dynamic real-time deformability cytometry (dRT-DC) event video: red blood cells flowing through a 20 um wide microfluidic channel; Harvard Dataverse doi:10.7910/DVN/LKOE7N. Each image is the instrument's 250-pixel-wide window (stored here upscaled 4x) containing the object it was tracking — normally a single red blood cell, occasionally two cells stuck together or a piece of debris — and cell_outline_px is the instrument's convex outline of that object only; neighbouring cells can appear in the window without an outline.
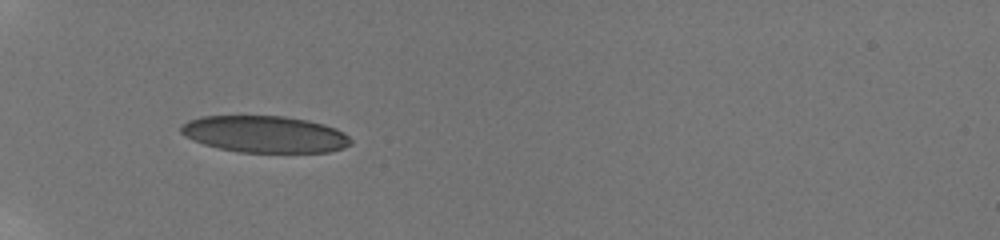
{"species": "human", "species_latin": "Homo sapiens", "temperature_condition": "room temperature", "stored_images_in_passage": 36, "camera_frame_rate_fps": 3000, "um_per_image_px": 0.085, "donor": {"sex": "male"}, "frame": {"image": 1, "passage_image": 1, "time_ms": 0.0, "image_size_px": [1000, 240], "cell_outline_px": [[352, 144], [344, 148], [328, 152], [240, 152], [220, 148], [204, 144], [192, 140], [184, 136], [180, 132], [180, 124], [188, 120], [200, 116], [284, 116], [308, 120], [324, 124], [336, 128], [344, 132], [352, 140]], "centroid_in_image_um": [22.5, 11.4], "position_along_channel_um": 62.5, "area_um2": 36.59}}
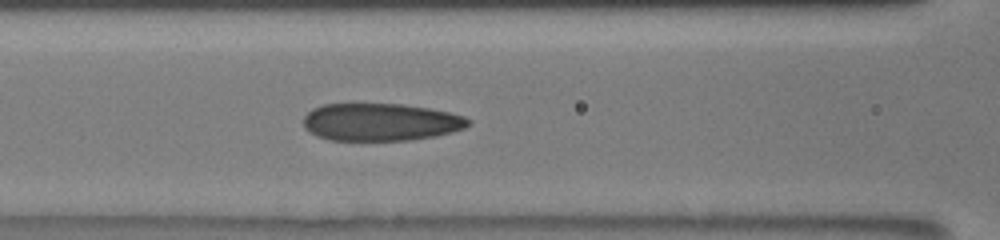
{"frame": {"image": 2, "passage_image": 8, "time_ms": 2.333, "image_size_px": [1000, 240], "cell_outline_px": [[472, 124], [464, 128], [452, 132], [436, 136], [408, 140], [328, 140], [316, 136], [308, 132], [304, 128], [304, 116], [312, 108], [324, 104], [400, 104], [428, 108], [448, 112], [464, 116], [472, 120]], "centroid_in_image_um": [32.35, 10.38], "position_along_channel_um": 134.3, "area_um2": 36.24}}
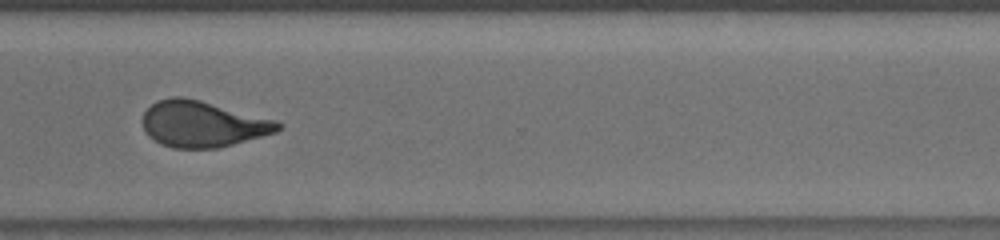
{"frame": {"image": 3, "passage_image": 25, "time_ms": 8.0, "image_size_px": [1000, 240], "cell_outline_px": [[284, 128], [276, 132], [232, 144], [216, 148], [172, 148], [160, 144], [148, 136], [144, 128], [144, 112], [156, 100], [172, 96], [184, 96], [200, 100], [276, 120], [284, 124]], "centroid_in_image_um": [17.23, 10.53], "position_along_channel_um": 353.4, "area_um2": 36.3}, "authors_computed_cell_mechanics": {"area_um2": 36.4718, "velocity_mm_per_s": 3.8647, "shape_relaxation_time_tau1_ms": 8.2607, "shape_relaxation_time_tau2_ms": 1.1404, "deformation_change_tau1": 0.2282, "deformation_change_tau2": 0.0795}}